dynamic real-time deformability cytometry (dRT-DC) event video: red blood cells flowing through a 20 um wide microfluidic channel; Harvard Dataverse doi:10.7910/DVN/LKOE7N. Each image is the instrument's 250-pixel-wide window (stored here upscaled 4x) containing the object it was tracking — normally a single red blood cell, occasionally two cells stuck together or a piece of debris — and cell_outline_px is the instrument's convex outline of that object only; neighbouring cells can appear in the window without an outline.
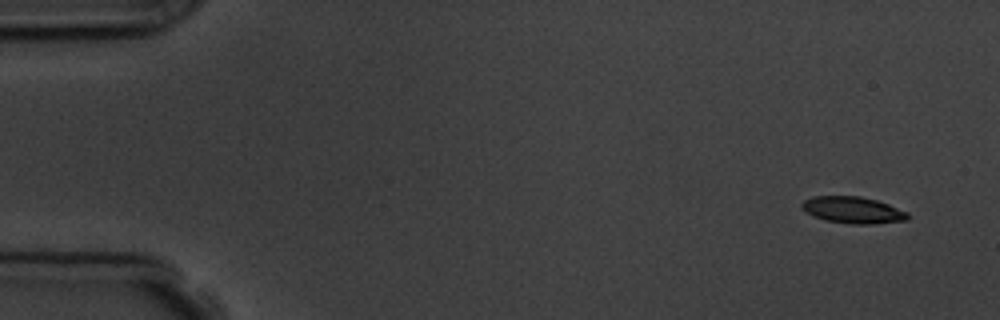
{"species": "common noctule bat (a hibernating species)", "species_latin": "Nyctalus noctula", "temperature_condition": "room temperature", "stored_images_in_passage": 6, "segment_of_instrument_passage": [2, 2], "camera_frame_rate_fps": 3000, "um_per_image_px": 0.085, "animal": {"sex": "male", "body_mass_g": 19.5, "forearm_length_mm": 54.6}, "frame": {"image": 1, "passage_image": 6, "time_ms": 5.667, "image_size_px": [1000, 320], "cell_outline_px": [[908, 220], [872, 224], [852, 224], [824, 220], [812, 216], [804, 212], [800, 208], [800, 204], [804, 200], [812, 196], [860, 196], [876, 200], [888, 204], [908, 212]], "centroid_in_image_um": [72.44, 17.85], "position_along_channel_um": 12.6, "area_um2": 16.65}}